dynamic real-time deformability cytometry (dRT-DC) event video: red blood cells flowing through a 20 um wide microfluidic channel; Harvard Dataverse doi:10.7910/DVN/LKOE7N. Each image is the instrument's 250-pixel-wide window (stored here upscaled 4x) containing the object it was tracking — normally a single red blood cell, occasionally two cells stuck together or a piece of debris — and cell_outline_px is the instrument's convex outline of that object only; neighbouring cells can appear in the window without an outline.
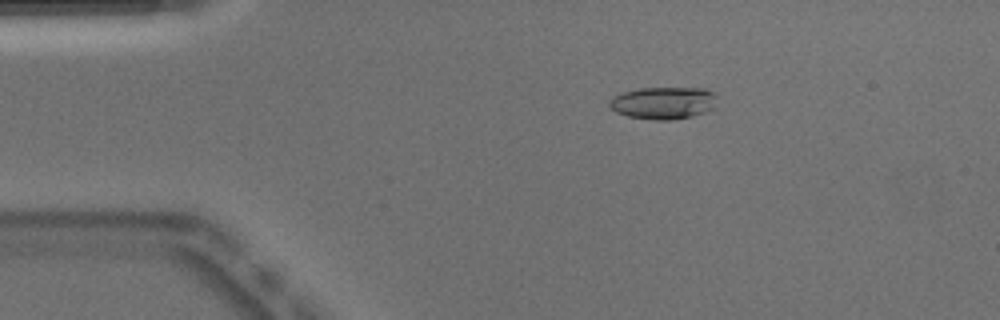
{"species": "Egyptian fruit bat (a non-hibernating species)", "species_latin": "Rousettus aegyptiacus", "temperature_condition": "warm", "stored_images_in_passage": 51, "camera_frame_rate_fps": 3000, "um_per_image_px": 0.085, "animal": {"sex": "male"}, "frame": {"image": 1, "passage_image": 9, "time_ms": 2.667, "image_size_px": [1000, 320], "cell_outline_px": [[716, 108], [708, 112], [676, 120], [652, 120], [628, 116], [616, 112], [608, 104], [620, 92], [640, 88], [704, 88], [716, 92]], "centroid_in_image_um": [56.47, 8.75], "position_along_channel_um": 28.5, "area_um2": 20.58}}
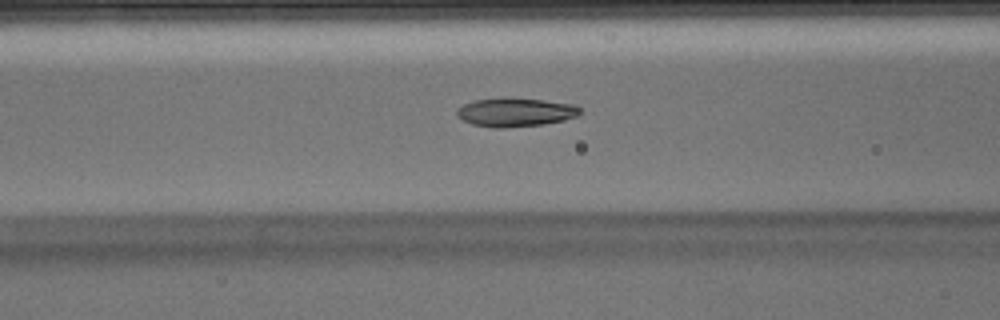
{"frame": {"image": 2, "passage_image": 20, "time_ms": 6.333, "image_size_px": [1000, 320], "cell_outline_px": [[580, 112], [576, 116], [564, 120], [544, 124], [504, 128], [492, 128], [472, 124], [456, 116], [456, 108], [472, 100], [544, 100], [576, 104], [580, 108]], "centroid_in_image_um": [43.81, 9.58], "position_along_channel_um": 122.8, "area_um2": 20.06}}
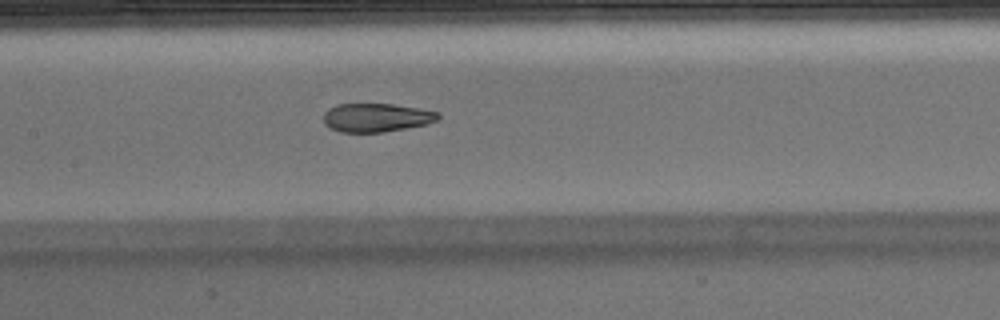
{"frame": {"image": 3, "passage_image": 24, "time_ms": 7.667, "image_size_px": [1000, 320], "cell_outline_px": [[440, 120], [428, 124], [384, 132], [340, 132], [328, 128], [324, 124], [324, 112], [328, 108], [336, 104], [392, 104], [440, 112]], "centroid_in_image_um": [31.99, 10.0], "position_along_channel_um": 175.4, "area_um2": 19.31}, "authors_computed_cell_mechanics": {"area_um2": 20.6346, "velocity_mm_per_s": 3.9339, "shape_relaxation_time_tau1_ms": null, "shape_relaxation_time_tau2_ms": 1.7577, "deformation_change_tau1": null, "deformation_change_tau2": 0.0874}}